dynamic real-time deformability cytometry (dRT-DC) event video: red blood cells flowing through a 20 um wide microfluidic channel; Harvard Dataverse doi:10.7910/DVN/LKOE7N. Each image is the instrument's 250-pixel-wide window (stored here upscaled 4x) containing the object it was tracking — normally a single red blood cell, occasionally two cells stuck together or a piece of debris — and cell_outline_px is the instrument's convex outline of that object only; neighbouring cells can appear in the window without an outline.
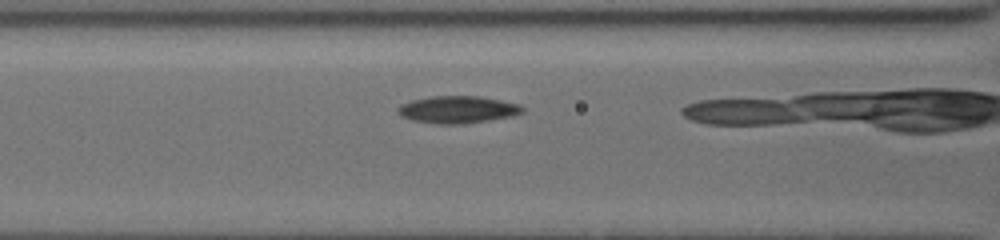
{"species": "common noctule bat (a hibernating species)", "species_latin": "Nyctalus noctula", "temperature_condition": "cold", "stored_images_in_passage": 26, "camera_frame_rate_fps": 3000, "um_per_image_px": 0.085, "animal": {"sex": "female", "body_mass_g": 19.5, "forearm_length_mm": 54.1}, "frame": {"image": 1, "passage_image": 7, "time_ms": 2.0, "image_size_px": [1000, 240], "cell_outline_px": [[524, 112], [512, 116], [464, 124], [436, 124], [412, 120], [400, 116], [396, 112], [396, 108], [400, 104], [412, 100], [428, 96], [480, 96], [520, 104], [524, 108]], "centroid_in_image_um": [38.86, 9.31], "position_along_channel_um": 127.7, "area_um2": 20.0}}
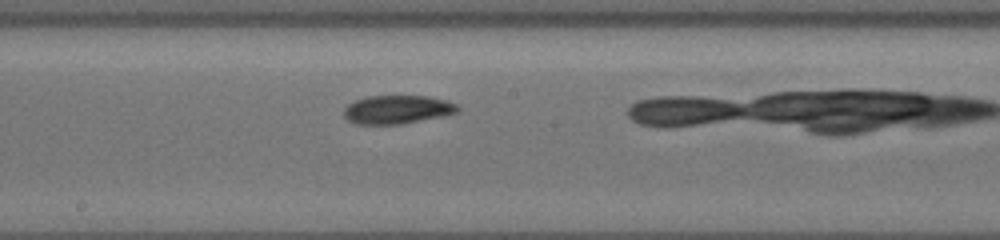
{"frame": {"image": 2, "passage_image": 15, "time_ms": 4.333, "image_size_px": [1000, 240], "cell_outline_px": [[460, 108], [456, 112], [444, 116], [400, 124], [356, 124], [348, 120], [344, 116], [344, 108], [348, 104], [364, 96], [428, 96], [460, 104]], "centroid_in_image_um": [33.77, 9.31], "position_along_channel_um": 214.4, "area_um2": 18.96}}
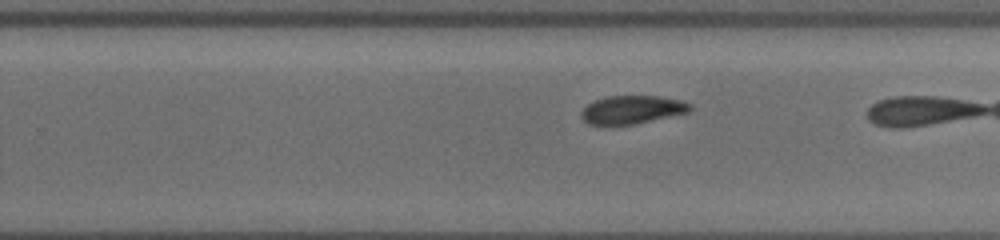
{"frame": {"image": 3, "passage_image": 20, "time_ms": 6.0, "image_size_px": [1000, 240], "cell_outline_px": [[692, 108], [688, 112], [632, 124], [588, 124], [580, 116], [580, 112], [588, 104], [604, 96], [660, 96], [680, 100], [692, 104]], "centroid_in_image_um": [53.72, 9.3], "position_along_channel_um": 276.1, "area_um2": 17.63}}